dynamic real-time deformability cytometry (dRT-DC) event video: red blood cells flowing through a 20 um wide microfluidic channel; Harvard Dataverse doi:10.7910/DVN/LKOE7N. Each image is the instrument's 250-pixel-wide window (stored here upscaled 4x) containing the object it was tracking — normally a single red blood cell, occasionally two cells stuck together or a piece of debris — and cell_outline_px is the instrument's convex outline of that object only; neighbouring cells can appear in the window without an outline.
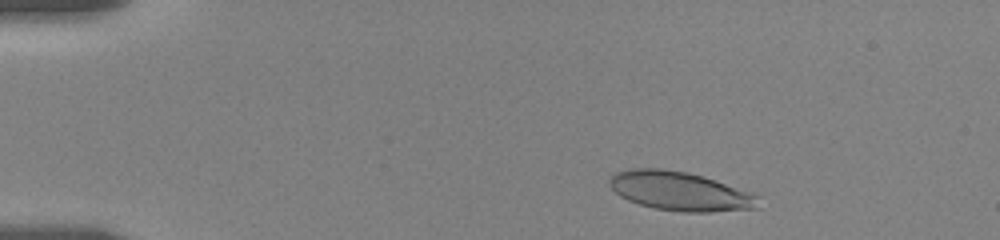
{"species": "human", "species_latin": "Homo sapiens", "temperature_condition": "room temperature", "stored_images_in_passage": 30, "camera_frame_rate_fps": 3000, "um_per_image_px": 0.085, "donor": {"sex": "female"}, "frame": {"image": 1, "passage_image": 4, "time_ms": 1.0, "image_size_px": [1000, 240], "cell_outline_px": [[760, 208], [708, 212], [684, 212], [652, 208], [628, 200], [620, 196], [608, 184], [608, 180], [616, 172], [628, 168], [660, 168], [688, 172], [752, 192], [760, 196]], "centroid_in_image_um": [57.81, 16.25], "position_along_channel_um": 27.2, "area_um2": 33.99}}
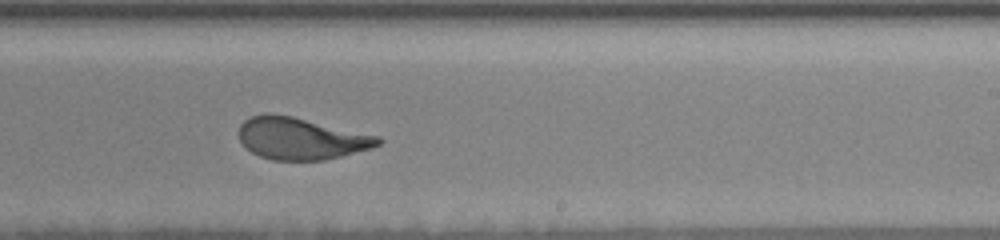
{"frame": {"image": 2, "passage_image": 19, "time_ms": 10.0, "image_size_px": [1000, 240], "cell_outline_px": [[384, 140], [380, 144], [372, 148], [324, 160], [272, 160], [260, 156], [252, 152], [240, 140], [236, 132], [240, 124], [244, 120], [252, 116], [268, 112], [292, 116], [380, 136]], "centroid_in_image_um": [25.57, 11.76], "position_along_channel_um": 263.4, "area_um2": 34.16}}
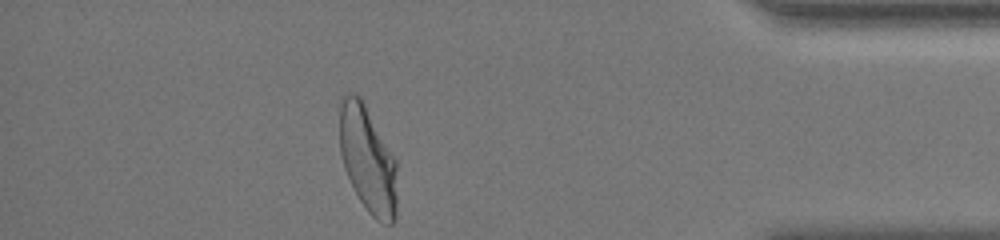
{"frame": {"image": 3, "passage_image": 30, "time_ms": 15.0, "image_size_px": [1000, 240], "cell_outline_px": [[396, 220], [392, 224], [384, 224], [376, 220], [368, 212], [360, 200], [344, 168], [340, 152], [340, 108], [344, 92], [352, 92], [360, 96], [396, 160]], "centroid_in_image_um": [31.26, 13.57], "position_along_channel_um": 403.9, "area_um2": 35.55}, "authors_computed_cell_mechanics": {"area_um2": 34.1598, "velocity_mm_per_s": 3.4812, "shape_relaxation_time_tau1_ms": 5.3251, "shape_relaxation_time_tau2_ms": null, "deformation_change_tau1": 0.2098, "deformation_change_tau2": null}}